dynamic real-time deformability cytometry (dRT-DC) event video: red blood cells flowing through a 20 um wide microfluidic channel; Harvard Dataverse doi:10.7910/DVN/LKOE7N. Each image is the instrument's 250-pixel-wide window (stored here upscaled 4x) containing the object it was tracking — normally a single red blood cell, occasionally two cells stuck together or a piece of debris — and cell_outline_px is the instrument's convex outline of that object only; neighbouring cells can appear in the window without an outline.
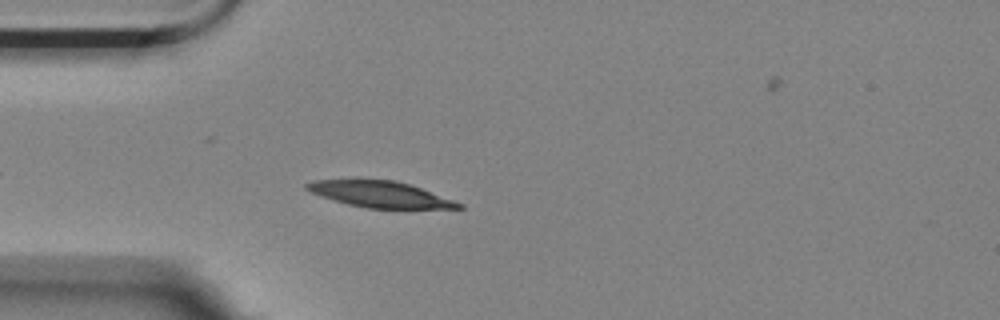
{"species": "Egyptian fruit bat (a non-hibernating species)", "species_latin": "Rousettus aegyptiacus", "temperature_condition": "room temperature", "stored_images_in_passage": 4, "camera_frame_rate_fps": 3000, "um_per_image_px": 0.085, "animal": {"sex": "female"}, "frame": {"image": 1, "passage_image": 3, "time_ms": 0.667, "image_size_px": [1000, 320], "cell_outline_px": [[464, 208], [368, 208], [348, 204], [312, 192], [304, 188], [304, 184], [316, 180], [356, 176], [396, 180], [420, 188], [464, 204]], "centroid_in_image_um": [32.23, 16.45], "position_along_channel_um": 52.8, "area_um2": 23.64}}